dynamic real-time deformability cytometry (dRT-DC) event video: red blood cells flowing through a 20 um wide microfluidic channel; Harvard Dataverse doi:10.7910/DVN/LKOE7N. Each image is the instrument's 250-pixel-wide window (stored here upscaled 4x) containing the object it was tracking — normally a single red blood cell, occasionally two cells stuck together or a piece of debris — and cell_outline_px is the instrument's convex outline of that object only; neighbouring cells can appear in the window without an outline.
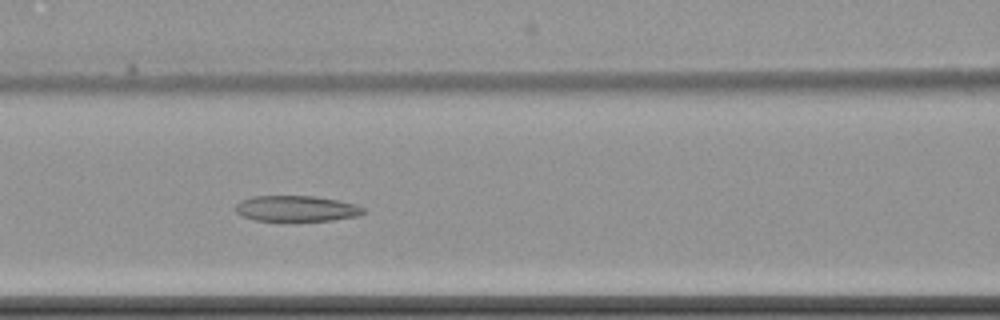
{"species": "common noctule bat (a hibernating species)", "species_latin": "Nyctalus noctula", "temperature_condition": "cold", "stored_images_in_passage": 10, "camera_frame_rate_fps": 3000, "um_per_image_px": 0.085, "animal": {"sex": "female", "body_mass_g": 22.7, "forearm_length_mm": 54.2}, "frame": {"image": 1, "passage_image": 9, "time_ms": 9.667, "image_size_px": [1000, 320], "cell_outline_px": [[368, 212], [360, 216], [332, 220], [284, 224], [256, 220], [240, 216], [236, 212], [236, 204], [240, 200], [252, 196], [312, 196], [336, 200], [356, 204], [368, 208]], "centroid_in_image_um": [25.22, 17.78], "position_along_channel_um": 141.4, "area_um2": 20.4}}
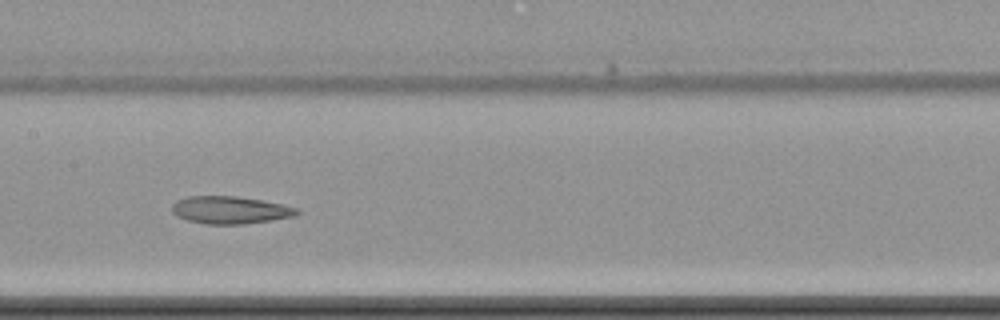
{"frame": {"image": 2, "passage_image": 10, "time_ms": 11.0, "image_size_px": [1000, 320], "cell_outline_px": [[300, 212], [296, 216], [272, 220], [244, 224], [204, 224], [188, 220], [176, 216], [172, 212], [172, 204], [176, 200], [188, 196], [236, 196], [284, 204], [296, 208]], "centroid_in_image_um": [19.55, 17.85], "position_along_channel_um": 187.8, "area_um2": 20.11}}